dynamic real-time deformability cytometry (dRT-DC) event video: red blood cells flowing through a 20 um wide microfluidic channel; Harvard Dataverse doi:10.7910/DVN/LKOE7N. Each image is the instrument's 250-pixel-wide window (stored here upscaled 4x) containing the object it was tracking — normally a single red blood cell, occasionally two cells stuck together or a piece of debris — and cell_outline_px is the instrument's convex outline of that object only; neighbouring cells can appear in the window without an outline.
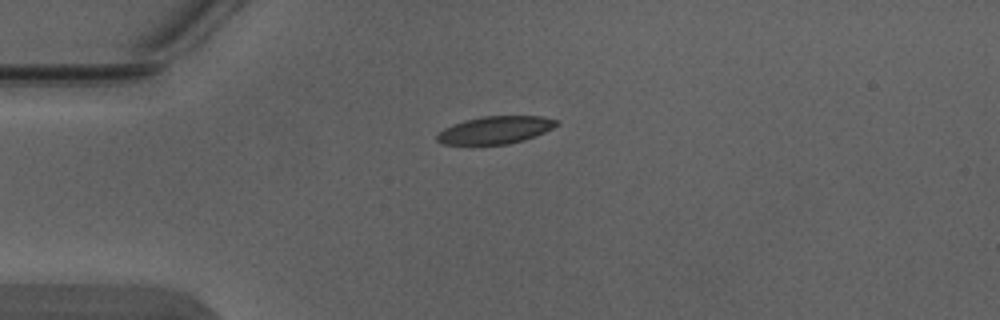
{"species": "Egyptian fruit bat (a non-hibernating species)", "species_latin": "Rousettus aegyptiacus", "temperature_condition": "warm", "stored_images_in_passage": 2, "camera_frame_rate_fps": 3000, "um_per_image_px": 0.085, "animal": {"sex": "male"}, "frame": {"image": 1, "passage_image": 1, "time_ms": 0.0, "image_size_px": [1000, 320], "cell_outline_px": [[560, 124], [536, 136], [524, 140], [508, 144], [444, 144], [436, 140], [436, 136], [444, 128], [452, 124], [464, 120], [484, 116], [544, 116], [560, 120]], "centroid_in_image_um": [42.15, 11.04], "position_along_channel_um": 42.9, "area_um2": 19.25}}